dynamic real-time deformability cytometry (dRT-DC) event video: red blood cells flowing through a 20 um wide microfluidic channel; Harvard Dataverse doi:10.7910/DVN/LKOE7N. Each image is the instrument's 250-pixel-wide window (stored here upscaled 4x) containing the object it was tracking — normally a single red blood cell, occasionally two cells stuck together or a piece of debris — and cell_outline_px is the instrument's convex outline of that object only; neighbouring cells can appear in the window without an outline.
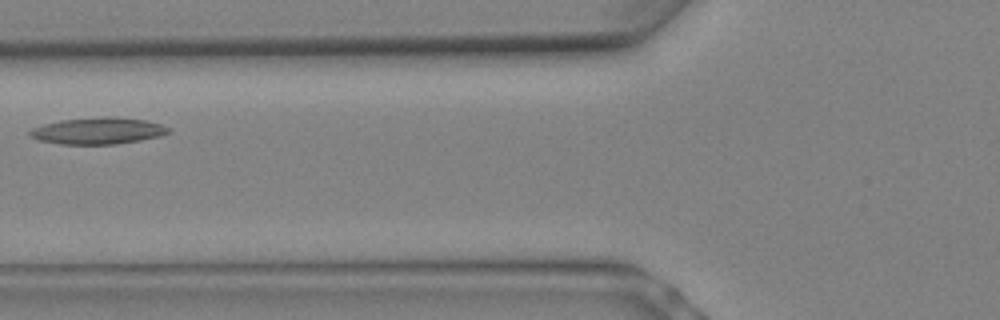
{"species": "Egyptian fruit bat (a non-hibernating species)", "species_latin": "Rousettus aegyptiacus", "temperature_condition": "warm", "stored_images_in_passage": 8, "camera_frame_rate_fps": 3000, "um_per_image_px": 0.085, "animal": {"sex": "female"}, "frame": {"image": 1, "passage_image": 6, "time_ms": 1.667, "image_size_px": [1000, 320], "cell_outline_px": [[172, 132], [160, 136], [140, 140], [116, 144], [60, 144], [36, 140], [28, 136], [28, 132], [32, 128], [44, 124], [60, 120], [104, 116], [112, 116], [144, 120], [160, 124], [172, 128]], "centroid_in_image_um": [8.32, 11.12], "position_along_channel_um": 117.5, "area_um2": 21.73}}